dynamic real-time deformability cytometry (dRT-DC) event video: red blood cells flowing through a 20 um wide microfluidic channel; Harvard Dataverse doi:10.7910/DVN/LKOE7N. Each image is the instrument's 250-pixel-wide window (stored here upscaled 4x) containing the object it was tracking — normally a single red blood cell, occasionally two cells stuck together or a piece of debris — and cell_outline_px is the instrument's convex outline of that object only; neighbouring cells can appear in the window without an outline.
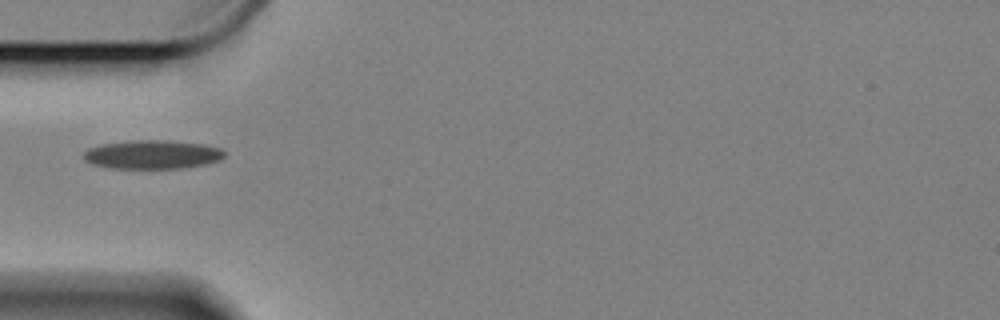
{"species": "Egyptian fruit bat (a non-hibernating species)", "species_latin": "Rousettus aegyptiacus", "temperature_condition": "cold", "stored_images_in_passage": 42, "camera_frame_rate_fps": 3000, "um_per_image_px": 0.085, "animal": {"sex": "female"}, "frame": {"image": 1, "passage_image": 1, "time_ms": 0.0, "image_size_px": [1000, 320], "cell_outline_px": [[224, 156], [220, 160], [204, 164], [180, 168], [112, 168], [92, 164], [84, 160], [84, 152], [88, 148], [100, 144], [132, 140], [168, 140], [204, 144], [220, 148], [224, 152]], "centroid_in_image_um": [12.93, 13.12], "position_along_channel_um": 72.1, "area_um2": 23.58}}
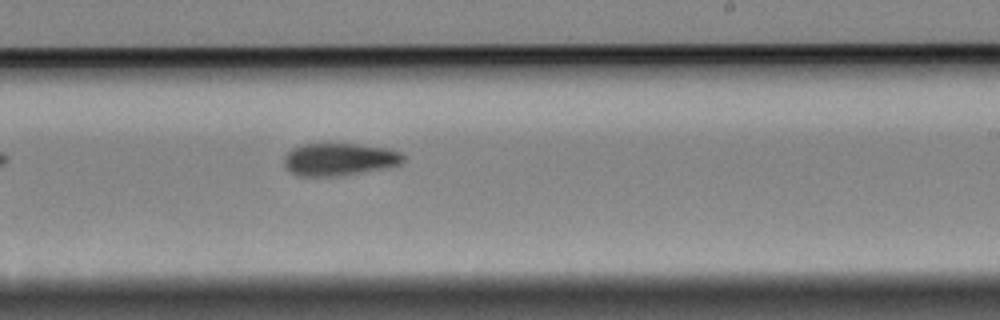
{"frame": {"image": 2, "passage_image": 18, "time_ms": 5.667, "image_size_px": [1000, 320], "cell_outline_px": [[404, 160], [400, 164], [380, 168], [336, 176], [300, 176], [292, 172], [284, 164], [284, 156], [292, 148], [300, 144], [356, 144], [388, 148], [400, 152], [404, 156]], "centroid_in_image_um": [28.81, 13.52], "position_along_channel_um": 260.2, "area_um2": 22.2}}
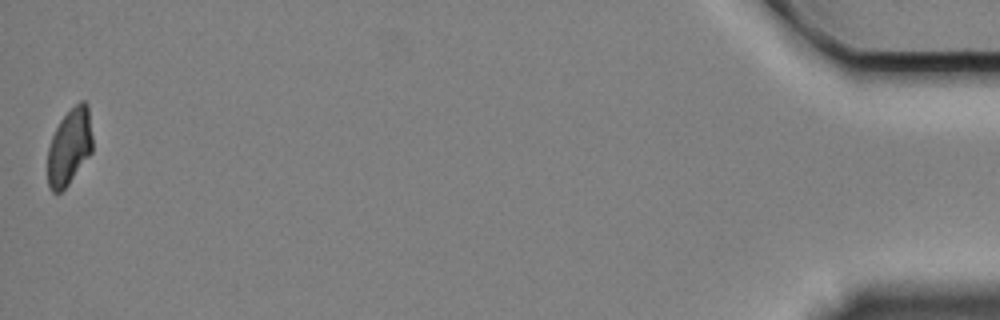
{"frame": {"image": 3, "passage_image": 42, "time_ms": 13.667, "image_size_px": [1000, 320], "cell_outline_px": [[92, 152], [68, 184], [60, 192], [52, 192], [48, 188], [48, 148], [52, 136], [60, 120], [80, 100], [84, 100], [88, 104], [92, 136]], "centroid_in_image_um": [5.9, 12.47], "position_along_channel_um": 429.3, "area_um2": 19.88}}